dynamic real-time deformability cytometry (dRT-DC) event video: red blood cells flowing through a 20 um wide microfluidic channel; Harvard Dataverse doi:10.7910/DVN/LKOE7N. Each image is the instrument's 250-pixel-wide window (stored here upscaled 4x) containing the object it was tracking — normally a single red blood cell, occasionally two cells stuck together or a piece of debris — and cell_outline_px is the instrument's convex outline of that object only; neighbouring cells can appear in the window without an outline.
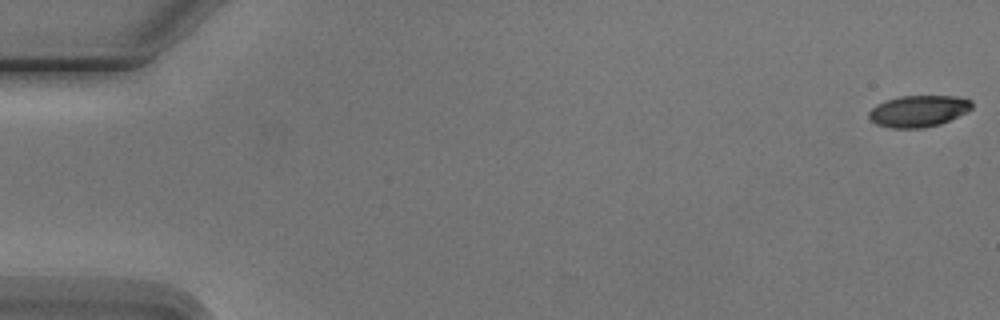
{"species": "Egyptian fruit bat (a non-hibernating species)", "species_latin": "Rousettus aegyptiacus", "temperature_condition": "cold", "stored_images_in_passage": 6, "camera_frame_rate_fps": 3000, "um_per_image_px": 0.085, "animal": {"sex": "male"}, "frame": {"image": 1, "passage_image": 1, "time_ms": 0.0, "image_size_px": [1000, 320], "cell_outline_px": [[972, 108], [968, 112], [940, 124], [924, 128], [892, 128], [876, 124], [868, 116], [868, 112], [876, 104], [884, 100], [900, 96], [956, 96], [972, 100]], "centroid_in_image_um": [78.07, 9.44], "position_along_channel_um": 6.9, "area_um2": 19.07}}